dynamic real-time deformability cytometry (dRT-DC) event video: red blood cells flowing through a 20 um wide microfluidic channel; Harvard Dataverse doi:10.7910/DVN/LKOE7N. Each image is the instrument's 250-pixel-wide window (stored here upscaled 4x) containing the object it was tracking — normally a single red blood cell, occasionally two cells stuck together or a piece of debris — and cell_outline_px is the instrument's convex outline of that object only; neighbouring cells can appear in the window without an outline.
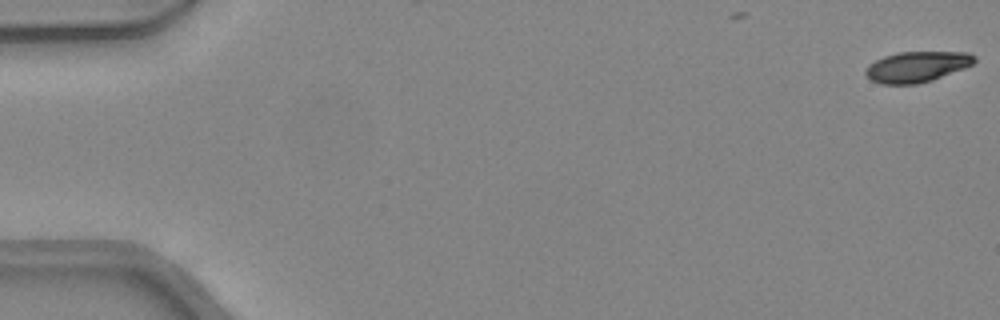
{"species": "common noctule bat (a hibernating species)", "species_latin": "Nyctalus noctula", "temperature_condition": "warm", "stored_images_in_passage": 14, "camera_frame_rate_fps": 3000, "um_per_image_px": 0.085, "animal": {"sex": "female", "body_mass_g": 24.6, "forearm_length_mm": 56.2}, "frame": {"image": 1, "passage_image": 1, "time_ms": 0.0, "image_size_px": [1000, 320], "cell_outline_px": [[976, 60], [972, 64], [964, 68], [932, 80], [916, 84], [880, 84], [872, 80], [864, 72], [864, 68], [868, 64], [884, 56], [900, 52], [968, 52], [976, 56]], "centroid_in_image_um": [77.92, 5.67], "position_along_channel_um": 7.1, "area_um2": 19.42}}